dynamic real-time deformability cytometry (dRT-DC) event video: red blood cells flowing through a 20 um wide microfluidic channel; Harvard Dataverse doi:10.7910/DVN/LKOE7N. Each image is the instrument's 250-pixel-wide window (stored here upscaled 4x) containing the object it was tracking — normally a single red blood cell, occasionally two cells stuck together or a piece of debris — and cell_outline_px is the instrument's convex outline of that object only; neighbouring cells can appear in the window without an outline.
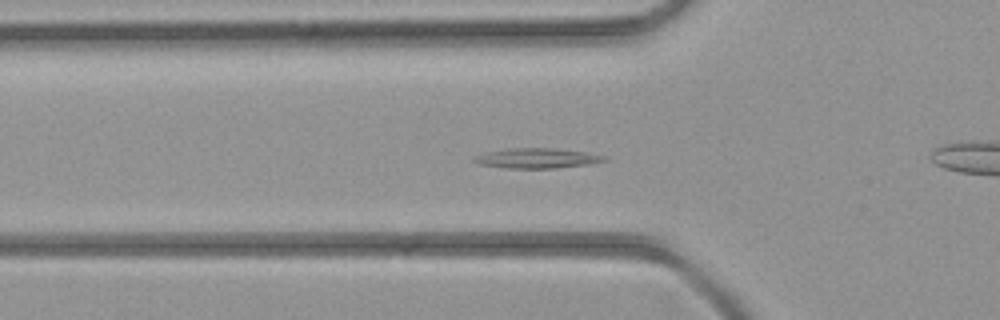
{"species": "common noctule bat (a hibernating species)", "species_latin": "Nyctalus noctula", "temperature_condition": "room temperature", "stored_images_in_passage": 41, "camera_frame_rate_fps": 3000, "um_per_image_px": 0.085, "animal": {"sex": "female", "body_mass_g": 21.9}, "frame": {"image": 1, "passage_image": 11, "time_ms": 3.333, "image_size_px": [1000, 320], "cell_outline_px": [[608, 160], [588, 164], [556, 168], [504, 168], [480, 164], [472, 160], [476, 156], [484, 152], [508, 148], [552, 148], [584, 152], [604, 156]], "centroid_in_image_um": [45.6, 13.45], "position_along_channel_um": 80.2, "area_um2": 15.03}}
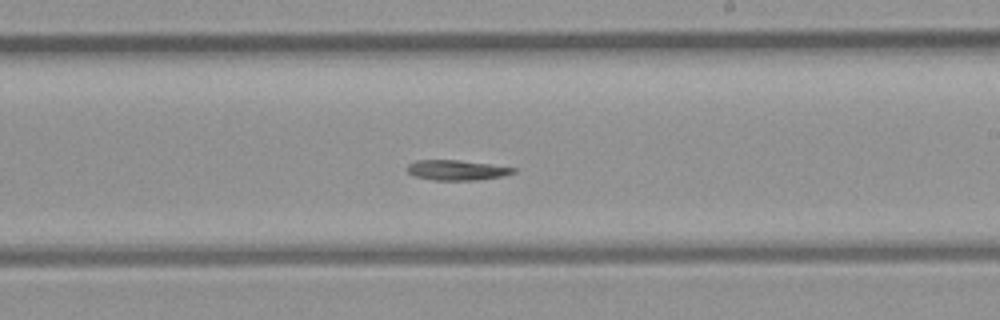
{"frame": {"image": 2, "passage_image": 22, "time_ms": 7.0, "image_size_px": [1000, 320], "cell_outline_px": [[516, 172], [500, 176], [476, 180], [436, 180], [416, 176], [408, 172], [404, 168], [408, 164], [416, 160], [460, 160], [516, 168]], "centroid_in_image_um": [38.77, 14.45], "position_along_channel_um": 250.2, "area_um2": 12.31}}
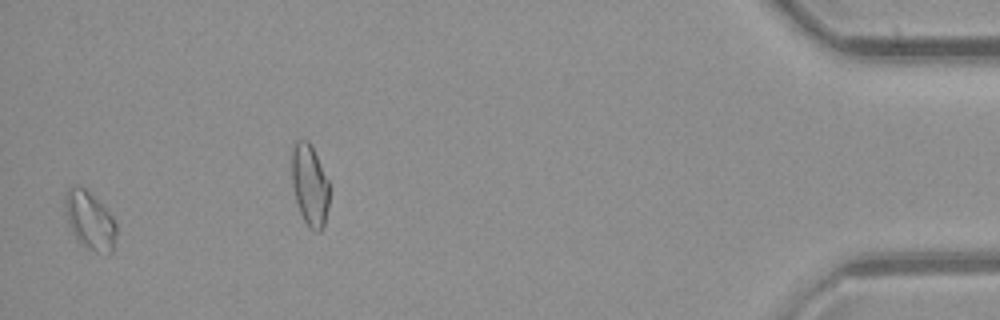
{"frame": {"image": 3, "passage_image": 40, "time_ms": 13.0, "image_size_px": [1000, 320], "cell_outline_px": [[116, 232], [112, 252], [96, 252], [88, 248], [76, 240], [72, 232], [68, 220], [64, 200], [68, 188], [72, 184], [84, 188], [112, 216], [116, 224]], "centroid_in_image_um": [7.62, 18.74], "position_along_channel_um": 427.6, "area_um2": 16.82}}